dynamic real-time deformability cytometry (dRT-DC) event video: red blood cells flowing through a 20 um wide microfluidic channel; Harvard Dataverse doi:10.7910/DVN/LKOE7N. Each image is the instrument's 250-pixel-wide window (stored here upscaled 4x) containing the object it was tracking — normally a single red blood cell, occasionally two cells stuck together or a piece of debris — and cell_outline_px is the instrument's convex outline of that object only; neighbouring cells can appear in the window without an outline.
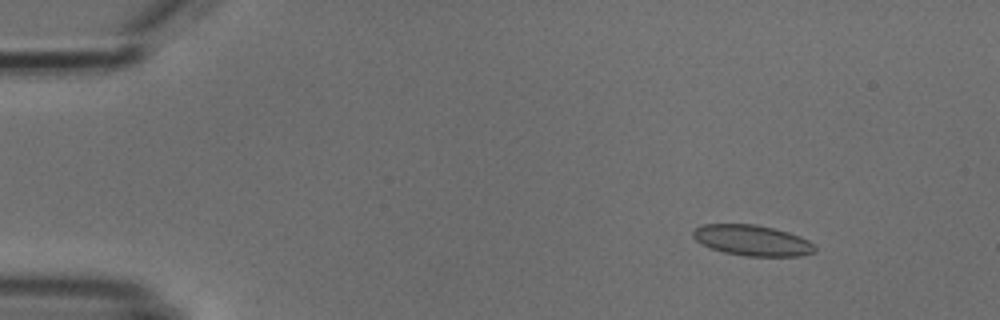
{"species": "common noctule bat (a hibernating species)", "species_latin": "Nyctalus noctula", "temperature_condition": "cold", "stored_images_in_passage": 5, "camera_frame_rate_fps": 3000, "um_per_image_px": 0.085, "animal": {"sex": "male", "body_mass_g": 18.8}, "frame": {"image": 1, "passage_image": 2, "time_ms": 1.333, "image_size_px": [1000, 320], "cell_outline_px": [[816, 252], [800, 256], [744, 256], [724, 252], [700, 244], [692, 236], [692, 232], [696, 228], [704, 224], [756, 224], [788, 232], [800, 236], [816, 244]], "centroid_in_image_um": [63.96, 20.44], "position_along_channel_um": 21.0, "area_um2": 21.91}}
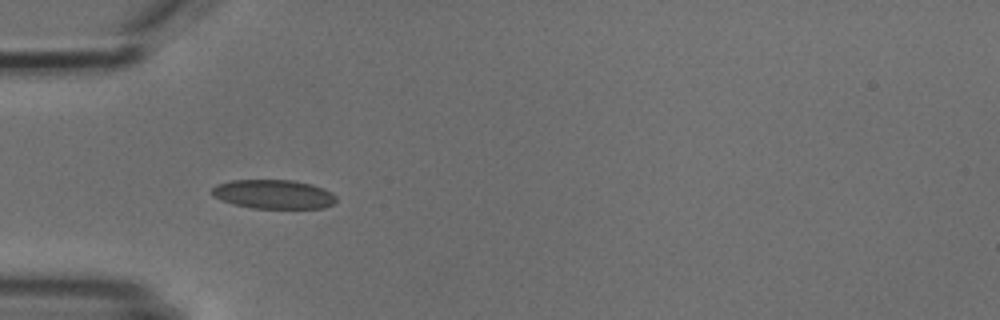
{"frame": {"image": 2, "passage_image": 4, "time_ms": 4.667, "image_size_px": [1000, 320], "cell_outline_px": [[336, 200], [332, 204], [324, 208], [252, 208], [220, 200], [212, 196], [212, 188], [216, 184], [232, 180], [292, 180], [312, 184], [324, 188], [332, 192], [336, 196]], "centroid_in_image_um": [23.26, 16.5], "position_along_channel_um": 61.7, "area_um2": 21.1}}
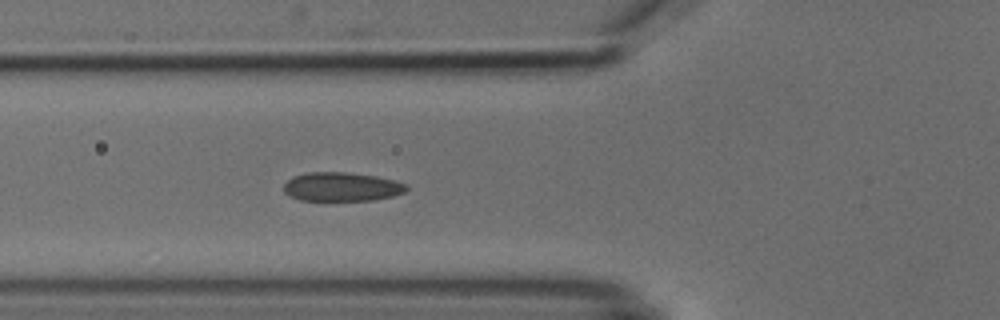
{"frame": {"image": 3, "passage_image": 5, "time_ms": 5.667, "image_size_px": [1000, 320], "cell_outline_px": [[408, 188], [404, 192], [392, 196], [372, 200], [300, 200], [288, 196], [284, 192], [284, 184], [288, 180], [296, 176], [308, 172], [348, 172], [376, 176], [408, 184]], "centroid_in_image_um": [29.04, 15.87], "position_along_channel_um": 96.8, "area_um2": 20.58}}